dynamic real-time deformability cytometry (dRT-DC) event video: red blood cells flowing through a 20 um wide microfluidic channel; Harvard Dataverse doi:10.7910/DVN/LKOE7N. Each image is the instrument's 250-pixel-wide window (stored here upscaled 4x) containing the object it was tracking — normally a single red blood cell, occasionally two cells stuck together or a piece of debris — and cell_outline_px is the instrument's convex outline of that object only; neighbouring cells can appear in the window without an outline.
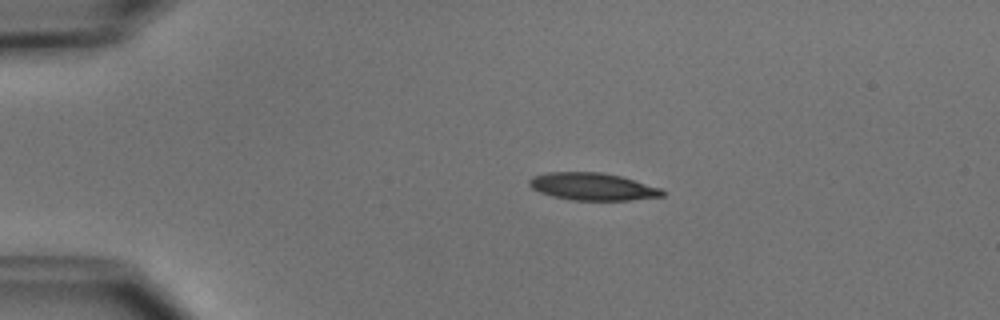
{"species": "common noctule bat (a hibernating species)", "species_latin": "Nyctalus noctula", "temperature_condition": "cold", "stored_images_in_passage": 3, "camera_frame_rate_fps": 3000, "um_per_image_px": 0.085, "animal": {"sex": "male", "body_mass_g": 15.6}, "frame": {"image": 1, "passage_image": 1, "time_ms": 0.0, "image_size_px": [1000, 320], "cell_outline_px": [[664, 196], [628, 200], [572, 200], [552, 196], [540, 192], [532, 188], [528, 184], [528, 180], [532, 176], [548, 172], [600, 172], [620, 176], [660, 188], [664, 192]], "centroid_in_image_um": [50.32, 15.86], "position_along_channel_um": 34.7, "area_um2": 21.1}}
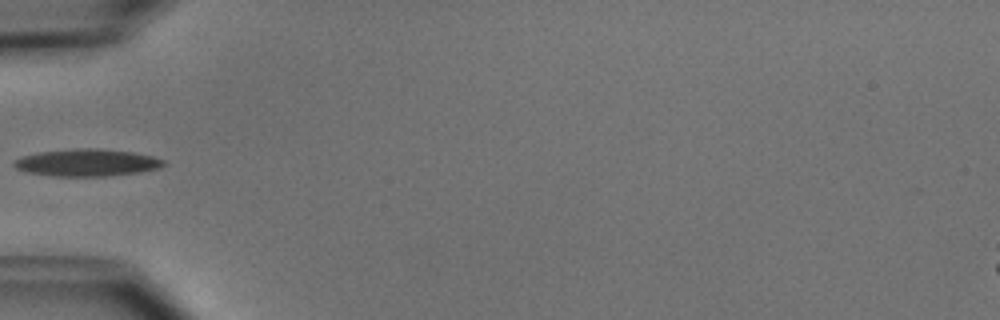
{"frame": {"image": 2, "passage_image": 3, "time_ms": 2.333, "image_size_px": [1000, 320], "cell_outline_px": [[164, 164], [160, 168], [140, 172], [104, 176], [52, 176], [28, 172], [16, 168], [12, 164], [12, 160], [20, 156], [40, 152], [76, 148], [100, 148], [132, 152], [152, 156], [164, 160]], "centroid_in_image_um": [7.35, 13.82], "position_along_channel_um": 77.6, "area_um2": 23.76}}